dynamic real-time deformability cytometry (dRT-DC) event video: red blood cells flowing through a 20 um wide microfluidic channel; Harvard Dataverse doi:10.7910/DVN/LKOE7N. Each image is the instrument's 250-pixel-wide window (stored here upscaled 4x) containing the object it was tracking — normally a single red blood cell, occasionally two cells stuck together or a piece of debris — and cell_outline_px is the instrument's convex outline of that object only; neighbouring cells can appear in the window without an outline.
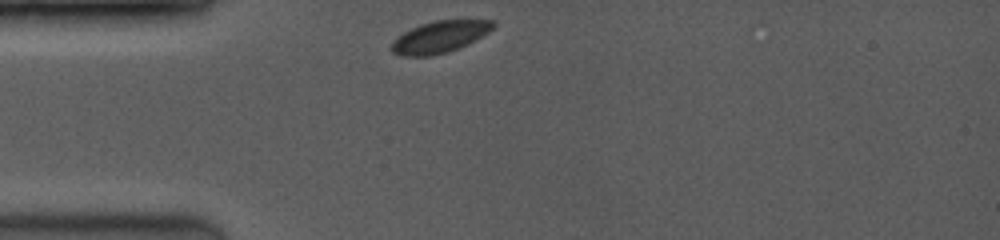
{"species": "common noctule bat (a hibernating species)", "species_latin": "Nyctalus noctula", "temperature_condition": "room temperature", "stored_images_in_passage": 2, "camera_frame_rate_fps": 3500, "um_per_image_px": 0.085, "animal": {"sex": "female", "body_mass_g": 19.0, "forearm_length_mm": 53.3}, "frame": {"image": 1, "passage_image": 1, "time_ms": 0.0, "image_size_px": [1000, 240], "cell_outline_px": [[496, 24], [488, 32], [456, 48], [444, 52], [428, 56], [404, 56], [392, 52], [392, 40], [396, 36], [420, 24], [436, 20], [496, 20]], "centroid_in_image_um": [37.33, 3.11], "position_along_channel_um": 47.7, "area_um2": 18.32}}